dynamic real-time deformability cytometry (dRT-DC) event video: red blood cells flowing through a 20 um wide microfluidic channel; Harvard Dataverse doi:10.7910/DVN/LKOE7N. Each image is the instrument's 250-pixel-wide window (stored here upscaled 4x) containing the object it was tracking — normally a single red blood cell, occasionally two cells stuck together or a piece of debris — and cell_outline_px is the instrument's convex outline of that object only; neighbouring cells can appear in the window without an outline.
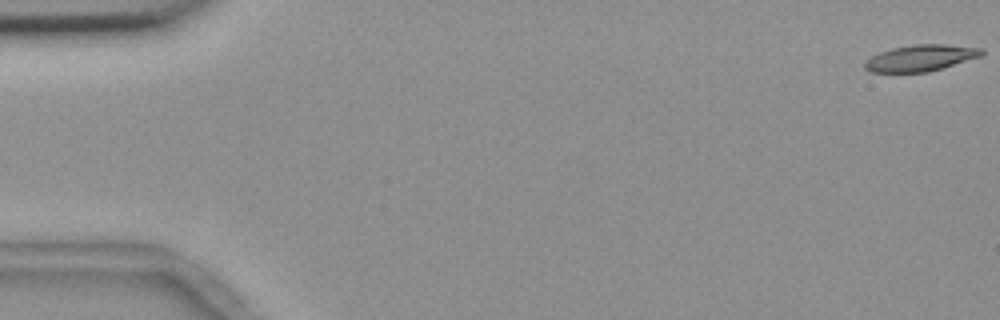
{"species": "common noctule bat (a hibernating species)", "species_latin": "Nyctalus noctula", "temperature_condition": "room temperature", "stored_images_in_passage": 57, "segment_of_instrument_passage": [1, 2], "camera_frame_rate_fps": 3000, "um_per_image_px": 0.085, "animal": {"sex": "female", "body_mass_g": 18.4}, "frame": {"image": 1, "passage_image": 1, "time_ms": 0.0, "image_size_px": [1000, 320], "cell_outline_px": [[984, 52], [980, 56], [928, 72], [872, 72], [864, 68], [864, 60], [880, 52], [892, 48], [916, 44], [944, 44], [984, 48]], "centroid_in_image_um": [78.23, 4.92], "position_along_channel_um": 6.8, "area_um2": 17.8}}
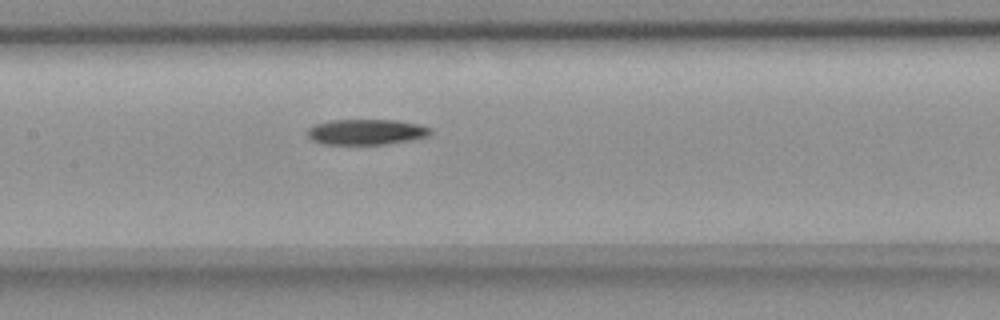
{"frame": {"image": 2, "passage_image": 27, "time_ms": 8.667, "image_size_px": [1000, 320], "cell_outline_px": [[432, 132], [428, 136], [388, 144], [320, 144], [312, 140], [308, 136], [308, 128], [316, 124], [328, 120], [396, 120], [420, 124], [432, 128]], "centroid_in_image_um": [31.14, 11.21], "position_along_channel_um": 176.3, "area_um2": 18.38}}
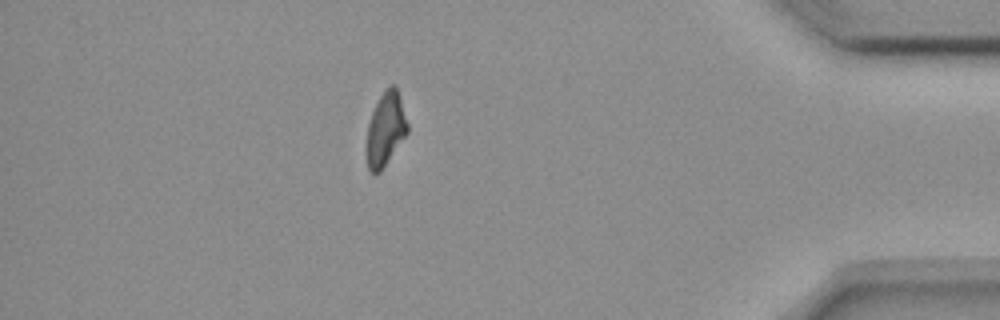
{"frame": {"image": 3, "passage_image": 49, "time_ms": 16.0, "image_size_px": [1000, 320], "cell_outline_px": [[408, 132], [380, 172], [372, 172], [368, 168], [364, 152], [364, 148], [368, 124], [372, 112], [380, 96], [392, 84], [396, 84], [400, 96], [408, 124]], "centroid_in_image_um": [32.74, 11.0], "position_along_channel_um": 402.5, "area_um2": 17.69}}